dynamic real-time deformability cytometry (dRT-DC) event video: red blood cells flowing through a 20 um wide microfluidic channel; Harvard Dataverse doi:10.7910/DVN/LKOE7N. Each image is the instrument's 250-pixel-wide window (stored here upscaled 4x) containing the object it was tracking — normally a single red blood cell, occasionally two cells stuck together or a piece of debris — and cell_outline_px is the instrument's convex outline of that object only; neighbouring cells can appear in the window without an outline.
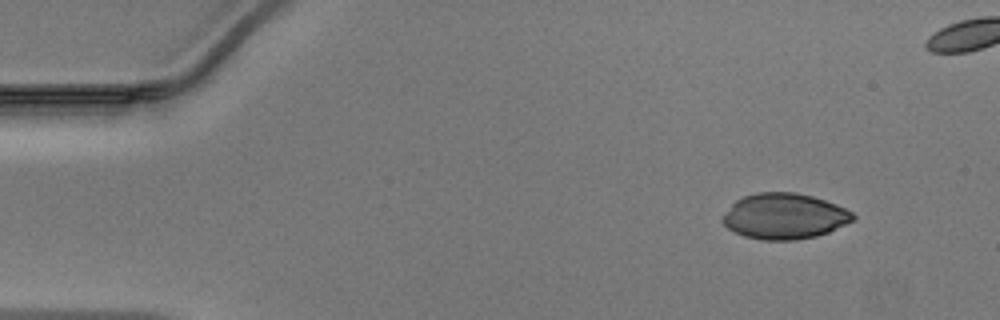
{"species": "Egyptian fruit bat (a non-hibernating species)", "species_latin": "Rousettus aegyptiacus", "temperature_condition": "warm", "stored_images_in_passage": 41, "camera_frame_rate_fps": 3000, "um_per_image_px": 0.085, "animal": {"sex": "male"}, "frame": {"image": 1, "passage_image": 1, "time_ms": 0.0, "image_size_px": [1000, 320], "cell_outline_px": [[856, 220], [828, 232], [816, 236], [796, 240], [760, 240], [744, 236], [728, 228], [720, 220], [732, 204], [736, 200], [744, 196], [756, 192], [796, 192], [812, 196], [836, 204], [852, 212], [856, 216]], "centroid_in_image_um": [66.69, 18.38], "position_along_channel_um": 18.3, "area_um2": 34.8}}